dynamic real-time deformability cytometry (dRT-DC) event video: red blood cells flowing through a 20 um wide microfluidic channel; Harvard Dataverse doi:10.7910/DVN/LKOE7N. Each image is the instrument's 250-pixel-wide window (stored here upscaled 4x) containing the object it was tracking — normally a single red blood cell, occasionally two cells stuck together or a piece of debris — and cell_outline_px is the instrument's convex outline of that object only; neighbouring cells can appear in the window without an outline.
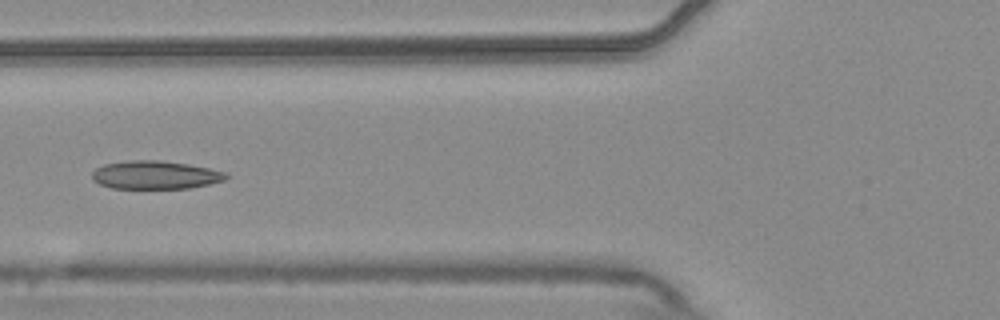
{"species": "common noctule bat (a hibernating species)", "species_latin": "Nyctalus noctula", "temperature_condition": "warm", "stored_images_in_passage": 5, "camera_frame_rate_fps": 3000, "um_per_image_px": 0.085, "animal": {"sex": "male", "body_mass_g": 20.4}, "frame": {"image": 1, "passage_image": 5, "time_ms": 1.333, "image_size_px": [1000, 320], "cell_outline_px": [[228, 176], [224, 180], [208, 184], [188, 188], [112, 188], [100, 184], [92, 180], [92, 172], [96, 168], [104, 164], [132, 160], [160, 160], [188, 164], [228, 172]], "centroid_in_image_um": [13.19, 14.86], "position_along_channel_um": 112.6, "area_um2": 21.96}}